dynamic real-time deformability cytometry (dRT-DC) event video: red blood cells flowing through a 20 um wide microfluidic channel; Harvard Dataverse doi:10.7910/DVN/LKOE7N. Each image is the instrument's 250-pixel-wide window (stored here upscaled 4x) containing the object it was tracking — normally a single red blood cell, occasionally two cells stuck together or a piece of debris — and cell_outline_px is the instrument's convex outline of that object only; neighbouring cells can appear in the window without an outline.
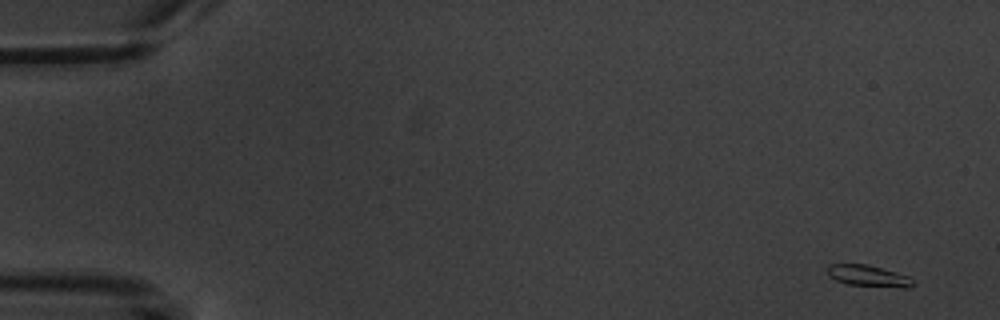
{"species": "common noctule bat (a hibernating species)", "species_latin": "Nyctalus noctula", "temperature_condition": "warm", "stored_images_in_passage": 4, "camera_frame_rate_fps": 3000, "um_per_image_px": 0.085, "animal": {"sex": "male", "body_mass_g": 20.1, "forearm_length_mm": 53.5}, "frame": {"image": 1, "passage_image": 1, "time_ms": 0.0, "image_size_px": [1000, 320], "cell_outline_px": [[916, 284], [908, 288], [904, 288], [848, 284], [836, 280], [828, 276], [828, 264], [868, 264], [908, 276], [916, 280]], "centroid_in_image_um": [73.86, 23.46], "position_along_channel_um": 11.1, "area_um2": 10.69}}
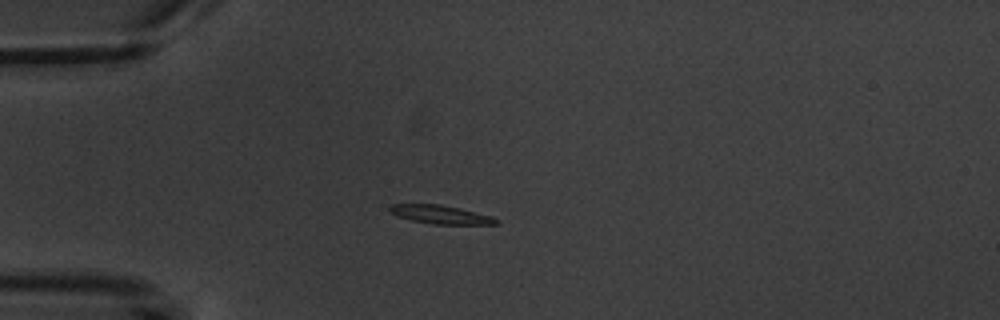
{"frame": {"image": 2, "passage_image": 4, "time_ms": 4.333, "image_size_px": [1000, 320], "cell_outline_px": [[500, 220], [496, 224], [432, 224], [412, 220], [396, 216], [388, 208], [392, 204], [440, 204], [460, 208], [492, 216]], "centroid_in_image_um": [37.47, 18.23], "position_along_channel_um": 47.5, "area_um2": 11.44}}